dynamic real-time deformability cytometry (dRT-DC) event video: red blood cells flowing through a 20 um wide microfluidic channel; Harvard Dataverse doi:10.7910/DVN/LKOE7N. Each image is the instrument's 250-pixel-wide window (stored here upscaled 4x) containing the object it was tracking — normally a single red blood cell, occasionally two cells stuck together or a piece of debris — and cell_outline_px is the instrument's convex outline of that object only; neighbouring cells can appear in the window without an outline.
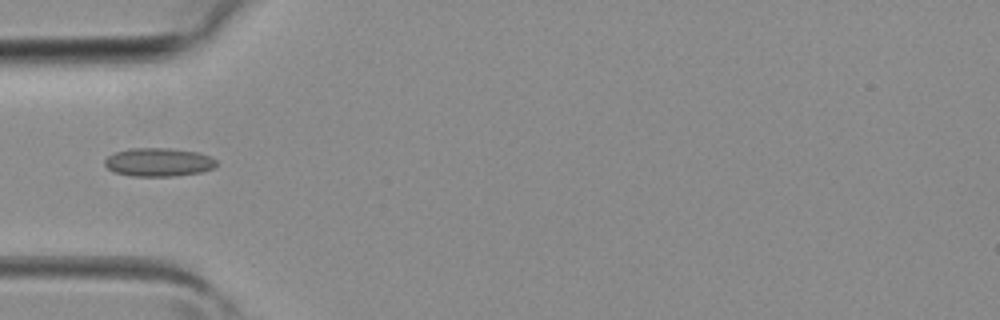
{"species": "common noctule bat (a hibernating species)", "species_latin": "Nyctalus noctula", "temperature_condition": "room temperature", "stored_images_in_passage": 4, "camera_frame_rate_fps": 3000, "um_per_image_px": 0.085, "animal": {"sex": "female", "body_mass_g": 19.3, "forearm_length_mm": 54.1}, "frame": {"image": 1, "passage_image": 4, "time_ms": 1.0, "image_size_px": [1000, 320], "cell_outline_px": [[216, 164], [212, 168], [200, 172], [176, 176], [132, 176], [116, 172], [108, 168], [104, 164], [104, 160], [108, 156], [116, 152], [128, 148], [168, 148], [200, 152], [216, 160]], "centroid_in_image_um": [13.46, 13.78], "position_along_channel_um": 71.5, "area_um2": 18.44}}